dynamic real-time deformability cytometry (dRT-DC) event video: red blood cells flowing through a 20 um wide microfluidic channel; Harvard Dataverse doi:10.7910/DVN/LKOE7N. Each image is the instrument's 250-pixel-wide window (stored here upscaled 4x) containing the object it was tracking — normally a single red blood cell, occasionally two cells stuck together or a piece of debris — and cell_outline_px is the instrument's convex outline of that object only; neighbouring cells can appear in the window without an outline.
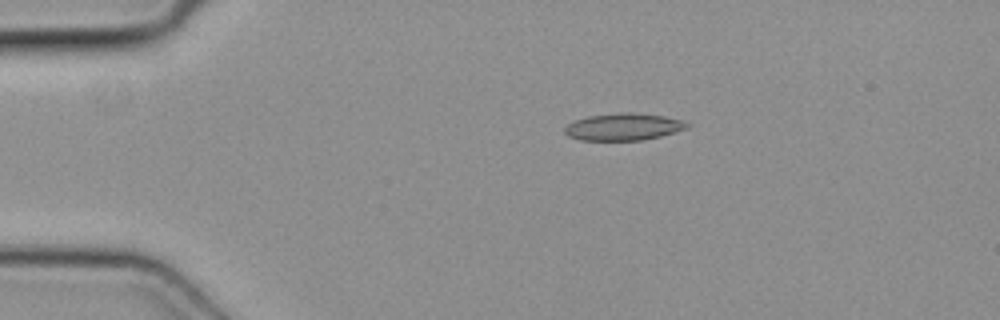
{"species": "common noctule bat (a hibernating species)", "species_latin": "Nyctalus noctula", "temperature_condition": "cold", "stored_images_in_passage": 27, "camera_frame_rate_fps": 3000, "um_per_image_px": 0.085, "animal": {"sex": "female", "body_mass_g": 19.3, "forearm_length_mm": 54.1}, "frame": {"image": 1, "passage_image": 1, "time_ms": 0.0, "image_size_px": [1000, 320], "cell_outline_px": [[692, 124], [688, 128], [660, 136], [640, 140], [580, 140], [568, 136], [564, 132], [564, 128], [568, 124], [576, 120], [588, 116], [620, 112], [632, 112], [664, 116], [680, 120]], "centroid_in_image_um": [52.99, 10.77], "position_along_channel_um": 32.0, "area_um2": 19.25}}
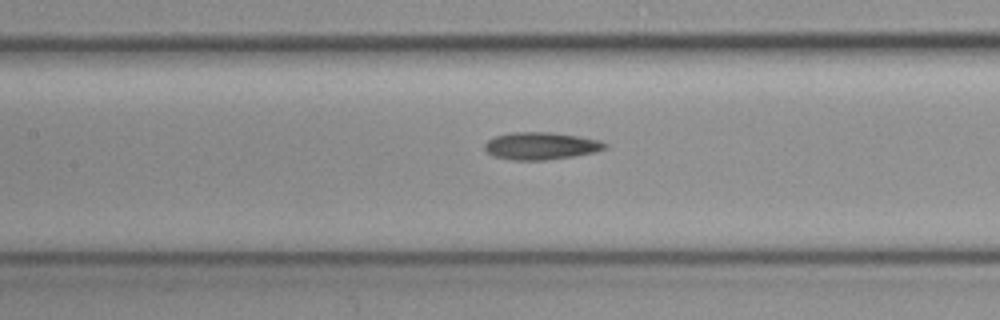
{"frame": {"image": 2, "passage_image": 14, "time_ms": 4.333, "image_size_px": [1000, 320], "cell_outline_px": [[608, 148], [592, 152], [572, 156], [544, 160], [512, 160], [492, 156], [484, 148], [484, 144], [488, 140], [496, 136], [512, 132], [552, 132], [600, 140], [608, 144]], "centroid_in_image_um": [45.96, 12.4], "position_along_channel_um": 161.4, "area_um2": 19.07}}
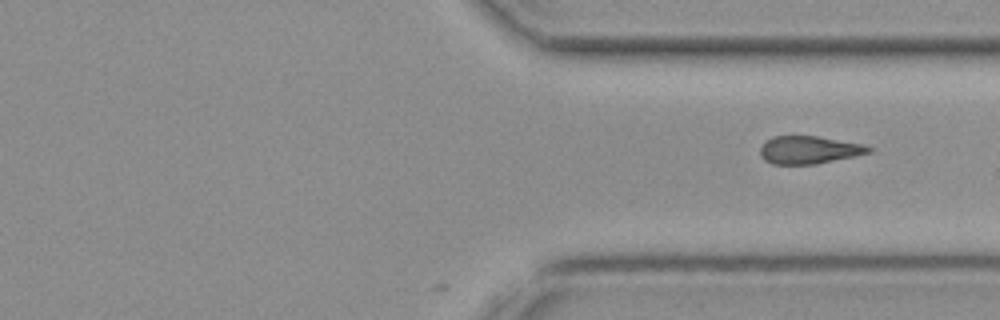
{"frame": {"image": 3, "passage_image": 27, "time_ms": 8.667, "image_size_px": [1000, 320], "cell_outline_px": [[872, 152], [816, 164], [772, 164], [764, 160], [760, 156], [760, 144], [764, 140], [772, 136], [816, 136], [860, 144], [872, 148]], "centroid_in_image_um": [68.67, 12.74], "position_along_channel_um": 342.7, "area_um2": 17.51}}